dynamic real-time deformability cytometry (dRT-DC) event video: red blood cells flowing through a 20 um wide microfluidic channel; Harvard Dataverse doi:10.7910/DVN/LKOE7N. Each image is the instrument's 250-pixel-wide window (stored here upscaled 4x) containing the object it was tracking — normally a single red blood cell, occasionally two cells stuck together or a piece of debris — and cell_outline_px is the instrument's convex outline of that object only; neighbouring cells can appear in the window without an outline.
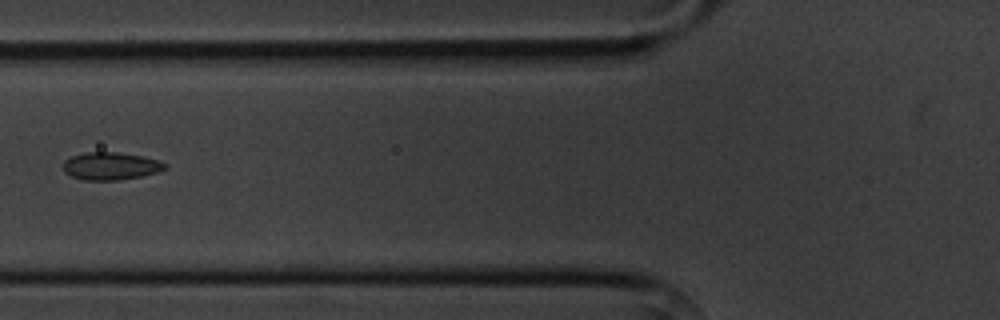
{"species": "common noctule bat (a hibernating species)", "species_latin": "Nyctalus noctula", "temperature_condition": "cold", "stored_images_in_passage": 13, "camera_frame_rate_fps": 3000, "um_per_image_px": 0.085, "animal": {"sex": "male", "body_mass_g": 20.1, "forearm_length_mm": 53.5}, "frame": {"image": 1, "passage_image": 4, "time_ms": 3.667, "image_size_px": [1000, 320], "cell_outline_px": [[168, 168], [156, 172], [140, 176], [116, 180], [84, 180], [72, 176], [64, 172], [64, 160], [72, 156], [84, 152], [116, 152], [144, 156], [160, 160], [168, 164]], "centroid_in_image_um": [9.43, 14.1], "position_along_channel_um": 116.4, "area_um2": 16.42}}
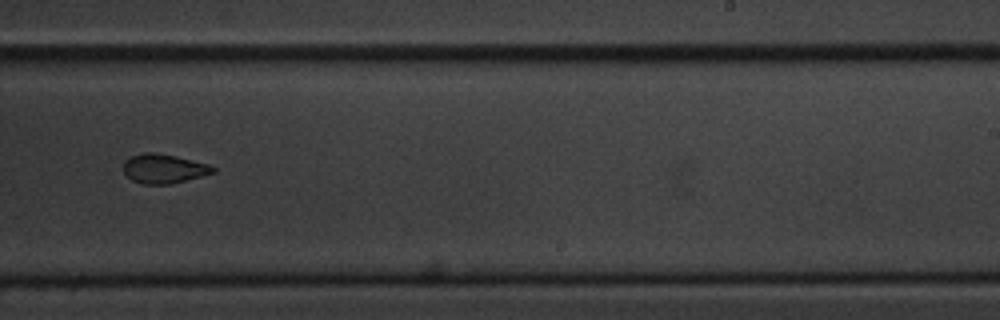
{"frame": {"image": 2, "passage_image": 8, "time_ms": 8.0, "image_size_px": [1000, 320], "cell_outline_px": [[216, 172], [172, 184], [144, 184], [132, 180], [124, 172], [124, 160], [132, 156], [144, 152], [156, 152], [176, 156], [208, 164], [216, 168]], "centroid_in_image_um": [13.93, 14.33], "position_along_channel_um": 275.1, "area_um2": 15.26}}
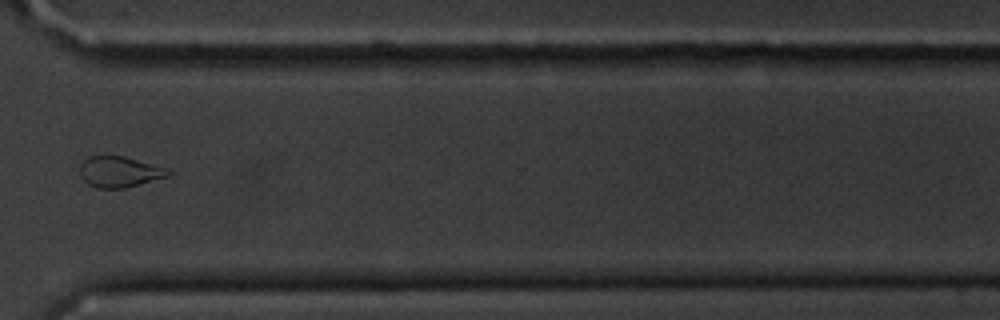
{"frame": {"image": 3, "passage_image": 10, "time_ms": 10.333, "image_size_px": [1000, 320], "cell_outline_px": [[172, 172], [168, 176], [124, 188], [96, 188], [88, 184], [80, 176], [80, 164], [88, 156], [124, 156]], "centroid_in_image_um": [10.05, 14.61], "position_along_channel_um": 360.5, "area_um2": 15.37}, "authors_computed_cell_mechanics": {"area_um2": 16.473, "velocity_mm_per_s": 3.6635, "shape_relaxation_time_tau1_ms": 7.1786, "shape_relaxation_time_tau2_ms": 3.9097, "deformation_change_tau1": 0.1158, "deformation_change_tau2": 0.0394}}